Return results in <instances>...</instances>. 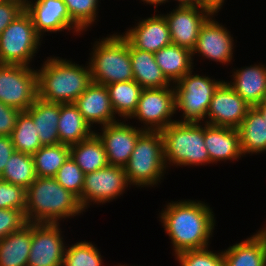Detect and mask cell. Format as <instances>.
I'll use <instances>...</instances> for the list:
<instances>
[{"instance_id": "30bf717a", "label": "cell", "mask_w": 266, "mask_h": 266, "mask_svg": "<svg viewBox=\"0 0 266 266\" xmlns=\"http://www.w3.org/2000/svg\"><path fill=\"white\" fill-rule=\"evenodd\" d=\"M175 104L174 84L173 88H143L137 108L130 118L134 117L143 122L144 130L162 131L177 121L171 120L176 113Z\"/></svg>"}, {"instance_id": "1f68e13d", "label": "cell", "mask_w": 266, "mask_h": 266, "mask_svg": "<svg viewBox=\"0 0 266 266\" xmlns=\"http://www.w3.org/2000/svg\"><path fill=\"white\" fill-rule=\"evenodd\" d=\"M32 156L37 177H55L70 156V146L61 143L42 146Z\"/></svg>"}, {"instance_id": "52a82bcc", "label": "cell", "mask_w": 266, "mask_h": 266, "mask_svg": "<svg viewBox=\"0 0 266 266\" xmlns=\"http://www.w3.org/2000/svg\"><path fill=\"white\" fill-rule=\"evenodd\" d=\"M41 37L24 10L0 35V64L29 66Z\"/></svg>"}, {"instance_id": "603a6c76", "label": "cell", "mask_w": 266, "mask_h": 266, "mask_svg": "<svg viewBox=\"0 0 266 266\" xmlns=\"http://www.w3.org/2000/svg\"><path fill=\"white\" fill-rule=\"evenodd\" d=\"M26 112L32 117L43 146L60 144L57 131L60 116L59 103L46 102L37 98Z\"/></svg>"}, {"instance_id": "d6986e66", "label": "cell", "mask_w": 266, "mask_h": 266, "mask_svg": "<svg viewBox=\"0 0 266 266\" xmlns=\"http://www.w3.org/2000/svg\"><path fill=\"white\" fill-rule=\"evenodd\" d=\"M74 104L91 127L94 123L102 127L118 121L115 119L114 109L105 85L92 82Z\"/></svg>"}, {"instance_id": "277c9868", "label": "cell", "mask_w": 266, "mask_h": 266, "mask_svg": "<svg viewBox=\"0 0 266 266\" xmlns=\"http://www.w3.org/2000/svg\"><path fill=\"white\" fill-rule=\"evenodd\" d=\"M201 124L176 121L161 131L166 167L172 163L177 166L211 164Z\"/></svg>"}, {"instance_id": "f546056e", "label": "cell", "mask_w": 266, "mask_h": 266, "mask_svg": "<svg viewBox=\"0 0 266 266\" xmlns=\"http://www.w3.org/2000/svg\"><path fill=\"white\" fill-rule=\"evenodd\" d=\"M106 87L114 113L125 120L130 118L137 108L143 88L135 80L117 82Z\"/></svg>"}, {"instance_id": "3957f363", "label": "cell", "mask_w": 266, "mask_h": 266, "mask_svg": "<svg viewBox=\"0 0 266 266\" xmlns=\"http://www.w3.org/2000/svg\"><path fill=\"white\" fill-rule=\"evenodd\" d=\"M37 72L38 98L59 104L74 103L92 83L89 65L48 57Z\"/></svg>"}, {"instance_id": "f35d334b", "label": "cell", "mask_w": 266, "mask_h": 266, "mask_svg": "<svg viewBox=\"0 0 266 266\" xmlns=\"http://www.w3.org/2000/svg\"><path fill=\"white\" fill-rule=\"evenodd\" d=\"M27 219L23 211L0 208V240L26 225Z\"/></svg>"}, {"instance_id": "ee69618b", "label": "cell", "mask_w": 266, "mask_h": 266, "mask_svg": "<svg viewBox=\"0 0 266 266\" xmlns=\"http://www.w3.org/2000/svg\"><path fill=\"white\" fill-rule=\"evenodd\" d=\"M203 1L214 7L216 10H220L224 3V0H203Z\"/></svg>"}, {"instance_id": "4dcf8cb0", "label": "cell", "mask_w": 266, "mask_h": 266, "mask_svg": "<svg viewBox=\"0 0 266 266\" xmlns=\"http://www.w3.org/2000/svg\"><path fill=\"white\" fill-rule=\"evenodd\" d=\"M37 178L33 156L15 151L8 159L0 179L27 189Z\"/></svg>"}, {"instance_id": "d6a6232c", "label": "cell", "mask_w": 266, "mask_h": 266, "mask_svg": "<svg viewBox=\"0 0 266 266\" xmlns=\"http://www.w3.org/2000/svg\"><path fill=\"white\" fill-rule=\"evenodd\" d=\"M10 138L15 151L22 153L33 155L43 146L40 142L34 121L26 111H20L18 114L16 125Z\"/></svg>"}, {"instance_id": "c3c4849f", "label": "cell", "mask_w": 266, "mask_h": 266, "mask_svg": "<svg viewBox=\"0 0 266 266\" xmlns=\"http://www.w3.org/2000/svg\"><path fill=\"white\" fill-rule=\"evenodd\" d=\"M14 1H18V2H26L27 0H14Z\"/></svg>"}, {"instance_id": "6da1fadb", "label": "cell", "mask_w": 266, "mask_h": 266, "mask_svg": "<svg viewBox=\"0 0 266 266\" xmlns=\"http://www.w3.org/2000/svg\"><path fill=\"white\" fill-rule=\"evenodd\" d=\"M160 214L175 255L186 250L208 247L216 224L207 204L194 200L170 202Z\"/></svg>"}, {"instance_id": "4316f807", "label": "cell", "mask_w": 266, "mask_h": 266, "mask_svg": "<svg viewBox=\"0 0 266 266\" xmlns=\"http://www.w3.org/2000/svg\"><path fill=\"white\" fill-rule=\"evenodd\" d=\"M31 249V223L0 240V266H27Z\"/></svg>"}, {"instance_id": "7dc6e473", "label": "cell", "mask_w": 266, "mask_h": 266, "mask_svg": "<svg viewBox=\"0 0 266 266\" xmlns=\"http://www.w3.org/2000/svg\"><path fill=\"white\" fill-rule=\"evenodd\" d=\"M259 232L265 237L266 239V227H264L262 230H259Z\"/></svg>"}, {"instance_id": "d590c367", "label": "cell", "mask_w": 266, "mask_h": 266, "mask_svg": "<svg viewBox=\"0 0 266 266\" xmlns=\"http://www.w3.org/2000/svg\"><path fill=\"white\" fill-rule=\"evenodd\" d=\"M54 178L61 186L77 197L81 195L85 174L71 156L58 169Z\"/></svg>"}, {"instance_id": "ffe728a7", "label": "cell", "mask_w": 266, "mask_h": 266, "mask_svg": "<svg viewBox=\"0 0 266 266\" xmlns=\"http://www.w3.org/2000/svg\"><path fill=\"white\" fill-rule=\"evenodd\" d=\"M204 143L211 163L237 160L244 156L238 129L204 124ZM240 156V157H239Z\"/></svg>"}, {"instance_id": "44dd1931", "label": "cell", "mask_w": 266, "mask_h": 266, "mask_svg": "<svg viewBox=\"0 0 266 266\" xmlns=\"http://www.w3.org/2000/svg\"><path fill=\"white\" fill-rule=\"evenodd\" d=\"M233 82L228 84L239 94L251 107L263 102L266 94V66L251 65L250 67L236 70Z\"/></svg>"}, {"instance_id": "9a60e30c", "label": "cell", "mask_w": 266, "mask_h": 266, "mask_svg": "<svg viewBox=\"0 0 266 266\" xmlns=\"http://www.w3.org/2000/svg\"><path fill=\"white\" fill-rule=\"evenodd\" d=\"M115 122L102 126V134H95L102 141L109 165L124 167L131 157L139 135L144 131L137 128Z\"/></svg>"}, {"instance_id": "9c48e42d", "label": "cell", "mask_w": 266, "mask_h": 266, "mask_svg": "<svg viewBox=\"0 0 266 266\" xmlns=\"http://www.w3.org/2000/svg\"><path fill=\"white\" fill-rule=\"evenodd\" d=\"M37 98L36 70L25 65L0 64V102L26 111Z\"/></svg>"}, {"instance_id": "83f0119b", "label": "cell", "mask_w": 266, "mask_h": 266, "mask_svg": "<svg viewBox=\"0 0 266 266\" xmlns=\"http://www.w3.org/2000/svg\"><path fill=\"white\" fill-rule=\"evenodd\" d=\"M242 154L266 151V122L256 107H251L239 128Z\"/></svg>"}, {"instance_id": "e0dca14e", "label": "cell", "mask_w": 266, "mask_h": 266, "mask_svg": "<svg viewBox=\"0 0 266 266\" xmlns=\"http://www.w3.org/2000/svg\"><path fill=\"white\" fill-rule=\"evenodd\" d=\"M211 17L214 16H210L200 29L197 43L192 50V57L199 53L212 61L227 64L233 57V37L223 25Z\"/></svg>"}, {"instance_id": "74e56055", "label": "cell", "mask_w": 266, "mask_h": 266, "mask_svg": "<svg viewBox=\"0 0 266 266\" xmlns=\"http://www.w3.org/2000/svg\"><path fill=\"white\" fill-rule=\"evenodd\" d=\"M0 208L17 209L25 213L26 189L0 179Z\"/></svg>"}, {"instance_id": "8992f818", "label": "cell", "mask_w": 266, "mask_h": 266, "mask_svg": "<svg viewBox=\"0 0 266 266\" xmlns=\"http://www.w3.org/2000/svg\"><path fill=\"white\" fill-rule=\"evenodd\" d=\"M129 184L147 187L158 184L166 170L161 131L144 130L124 166Z\"/></svg>"}, {"instance_id": "8d00e7d4", "label": "cell", "mask_w": 266, "mask_h": 266, "mask_svg": "<svg viewBox=\"0 0 266 266\" xmlns=\"http://www.w3.org/2000/svg\"><path fill=\"white\" fill-rule=\"evenodd\" d=\"M175 256L180 266H225L223 252L213 253L208 247L186 250Z\"/></svg>"}, {"instance_id": "bcb514c9", "label": "cell", "mask_w": 266, "mask_h": 266, "mask_svg": "<svg viewBox=\"0 0 266 266\" xmlns=\"http://www.w3.org/2000/svg\"><path fill=\"white\" fill-rule=\"evenodd\" d=\"M143 2L149 3L150 5H154L157 7L159 4H163L165 2H168V0H142Z\"/></svg>"}, {"instance_id": "2e32d148", "label": "cell", "mask_w": 266, "mask_h": 266, "mask_svg": "<svg viewBox=\"0 0 266 266\" xmlns=\"http://www.w3.org/2000/svg\"><path fill=\"white\" fill-rule=\"evenodd\" d=\"M25 11L31 16L35 30L40 37L45 32H59L68 28L74 29L76 33L82 31L70 19L63 0H36L35 3L27 0Z\"/></svg>"}, {"instance_id": "5b68a950", "label": "cell", "mask_w": 266, "mask_h": 266, "mask_svg": "<svg viewBox=\"0 0 266 266\" xmlns=\"http://www.w3.org/2000/svg\"><path fill=\"white\" fill-rule=\"evenodd\" d=\"M93 49L89 62L92 82L107 86L133 80L130 43L122 34L102 38Z\"/></svg>"}, {"instance_id": "7402d4cb", "label": "cell", "mask_w": 266, "mask_h": 266, "mask_svg": "<svg viewBox=\"0 0 266 266\" xmlns=\"http://www.w3.org/2000/svg\"><path fill=\"white\" fill-rule=\"evenodd\" d=\"M222 252L225 266H266V239L259 231Z\"/></svg>"}, {"instance_id": "8fae6325", "label": "cell", "mask_w": 266, "mask_h": 266, "mask_svg": "<svg viewBox=\"0 0 266 266\" xmlns=\"http://www.w3.org/2000/svg\"><path fill=\"white\" fill-rule=\"evenodd\" d=\"M172 11L170 14L164 15L170 31L171 42L190 51L197 43L202 25L210 16L219 12L207 3L180 5Z\"/></svg>"}, {"instance_id": "e575fe53", "label": "cell", "mask_w": 266, "mask_h": 266, "mask_svg": "<svg viewBox=\"0 0 266 266\" xmlns=\"http://www.w3.org/2000/svg\"><path fill=\"white\" fill-rule=\"evenodd\" d=\"M70 19L83 31L96 20L98 0H63Z\"/></svg>"}, {"instance_id": "ba28073f", "label": "cell", "mask_w": 266, "mask_h": 266, "mask_svg": "<svg viewBox=\"0 0 266 266\" xmlns=\"http://www.w3.org/2000/svg\"><path fill=\"white\" fill-rule=\"evenodd\" d=\"M192 72L174 83L176 110L183 112V120L178 122L204 121L214 92L223 82Z\"/></svg>"}, {"instance_id": "484cf974", "label": "cell", "mask_w": 266, "mask_h": 266, "mask_svg": "<svg viewBox=\"0 0 266 266\" xmlns=\"http://www.w3.org/2000/svg\"><path fill=\"white\" fill-rule=\"evenodd\" d=\"M155 61L165 77L174 84L193 71L192 51L176 44H169L154 53Z\"/></svg>"}, {"instance_id": "7bdbcfd3", "label": "cell", "mask_w": 266, "mask_h": 266, "mask_svg": "<svg viewBox=\"0 0 266 266\" xmlns=\"http://www.w3.org/2000/svg\"><path fill=\"white\" fill-rule=\"evenodd\" d=\"M179 2L180 5H201L206 4L203 0H176Z\"/></svg>"}, {"instance_id": "681fc988", "label": "cell", "mask_w": 266, "mask_h": 266, "mask_svg": "<svg viewBox=\"0 0 266 266\" xmlns=\"http://www.w3.org/2000/svg\"><path fill=\"white\" fill-rule=\"evenodd\" d=\"M263 103L266 105V94H265V97H264Z\"/></svg>"}, {"instance_id": "ab89813d", "label": "cell", "mask_w": 266, "mask_h": 266, "mask_svg": "<svg viewBox=\"0 0 266 266\" xmlns=\"http://www.w3.org/2000/svg\"><path fill=\"white\" fill-rule=\"evenodd\" d=\"M26 2L0 0V35L24 10Z\"/></svg>"}, {"instance_id": "60d3db41", "label": "cell", "mask_w": 266, "mask_h": 266, "mask_svg": "<svg viewBox=\"0 0 266 266\" xmlns=\"http://www.w3.org/2000/svg\"><path fill=\"white\" fill-rule=\"evenodd\" d=\"M20 111L0 102V136H10Z\"/></svg>"}, {"instance_id": "7a4b0ae2", "label": "cell", "mask_w": 266, "mask_h": 266, "mask_svg": "<svg viewBox=\"0 0 266 266\" xmlns=\"http://www.w3.org/2000/svg\"><path fill=\"white\" fill-rule=\"evenodd\" d=\"M85 211L78 197L61 186L54 177H37L26 189L25 217L29 223L58 224Z\"/></svg>"}, {"instance_id": "4fadbf2b", "label": "cell", "mask_w": 266, "mask_h": 266, "mask_svg": "<svg viewBox=\"0 0 266 266\" xmlns=\"http://www.w3.org/2000/svg\"><path fill=\"white\" fill-rule=\"evenodd\" d=\"M59 224L31 223V249L27 266H63L66 246Z\"/></svg>"}, {"instance_id": "f6af8a7d", "label": "cell", "mask_w": 266, "mask_h": 266, "mask_svg": "<svg viewBox=\"0 0 266 266\" xmlns=\"http://www.w3.org/2000/svg\"><path fill=\"white\" fill-rule=\"evenodd\" d=\"M262 114L265 122H266V105L262 102L255 106Z\"/></svg>"}, {"instance_id": "b9f144b4", "label": "cell", "mask_w": 266, "mask_h": 266, "mask_svg": "<svg viewBox=\"0 0 266 266\" xmlns=\"http://www.w3.org/2000/svg\"><path fill=\"white\" fill-rule=\"evenodd\" d=\"M14 152L15 148L10 136H0V175Z\"/></svg>"}, {"instance_id": "836d02e7", "label": "cell", "mask_w": 266, "mask_h": 266, "mask_svg": "<svg viewBox=\"0 0 266 266\" xmlns=\"http://www.w3.org/2000/svg\"><path fill=\"white\" fill-rule=\"evenodd\" d=\"M63 266H103V259L92 242L81 241L66 246Z\"/></svg>"}, {"instance_id": "ac0fdd59", "label": "cell", "mask_w": 266, "mask_h": 266, "mask_svg": "<svg viewBox=\"0 0 266 266\" xmlns=\"http://www.w3.org/2000/svg\"><path fill=\"white\" fill-rule=\"evenodd\" d=\"M135 49L155 53L171 44L170 31L165 16L153 15L139 21L135 28L122 35Z\"/></svg>"}, {"instance_id": "cb8c5ba5", "label": "cell", "mask_w": 266, "mask_h": 266, "mask_svg": "<svg viewBox=\"0 0 266 266\" xmlns=\"http://www.w3.org/2000/svg\"><path fill=\"white\" fill-rule=\"evenodd\" d=\"M130 60L133 80L142 88H163L172 86L155 61L152 52L135 49L130 44Z\"/></svg>"}, {"instance_id": "5bb4252c", "label": "cell", "mask_w": 266, "mask_h": 266, "mask_svg": "<svg viewBox=\"0 0 266 266\" xmlns=\"http://www.w3.org/2000/svg\"><path fill=\"white\" fill-rule=\"evenodd\" d=\"M251 106L223 81L215 90L207 111V124L238 129ZM209 120V121H208Z\"/></svg>"}, {"instance_id": "f1b7e54d", "label": "cell", "mask_w": 266, "mask_h": 266, "mask_svg": "<svg viewBox=\"0 0 266 266\" xmlns=\"http://www.w3.org/2000/svg\"><path fill=\"white\" fill-rule=\"evenodd\" d=\"M70 156L84 174L108 165L103 143L95 133L88 139L70 146Z\"/></svg>"}, {"instance_id": "7c38bea8", "label": "cell", "mask_w": 266, "mask_h": 266, "mask_svg": "<svg viewBox=\"0 0 266 266\" xmlns=\"http://www.w3.org/2000/svg\"><path fill=\"white\" fill-rule=\"evenodd\" d=\"M128 185L124 167L108 164L85 174L83 190L78 200L83 209L89 206V202L103 204L120 196Z\"/></svg>"}, {"instance_id": "d4e9b609", "label": "cell", "mask_w": 266, "mask_h": 266, "mask_svg": "<svg viewBox=\"0 0 266 266\" xmlns=\"http://www.w3.org/2000/svg\"><path fill=\"white\" fill-rule=\"evenodd\" d=\"M57 131L60 143L68 146L86 140L95 133L74 103L60 104Z\"/></svg>"}]
</instances>
